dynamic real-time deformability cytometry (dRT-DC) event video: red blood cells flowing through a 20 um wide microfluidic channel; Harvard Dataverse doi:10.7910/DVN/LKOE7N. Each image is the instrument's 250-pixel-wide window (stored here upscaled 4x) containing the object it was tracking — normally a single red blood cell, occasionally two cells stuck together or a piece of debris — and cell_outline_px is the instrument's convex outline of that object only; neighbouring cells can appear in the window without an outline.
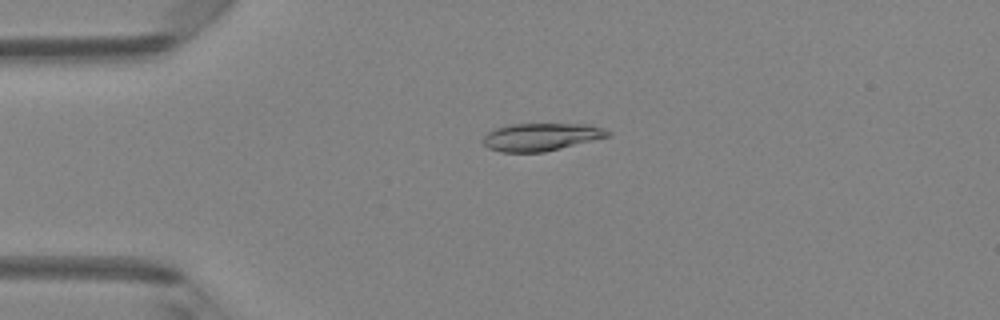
{"species": "Egyptian fruit bat (a non-hibernating species)", "species_latin": "Rousettus aegyptiacus", "temperature_condition": "room temperature", "stored_images_in_passage": 49, "camera_frame_rate_fps": 3000, "um_per_image_px": 0.085, "animal": {"sex": "female"}, "frame": {"image": 1, "passage_image": 12, "time_ms": 3.667, "image_size_px": [1000, 320], "cell_outline_px": [[612, 136], [544, 152], [500, 152], [488, 148], [484, 144], [484, 136], [488, 132], [496, 128], [508, 124], [588, 124], [604, 128], [612, 132]], "centroid_in_image_um": [46.04, 11.63], "position_along_channel_um": 39.0, "area_um2": 20.23}}
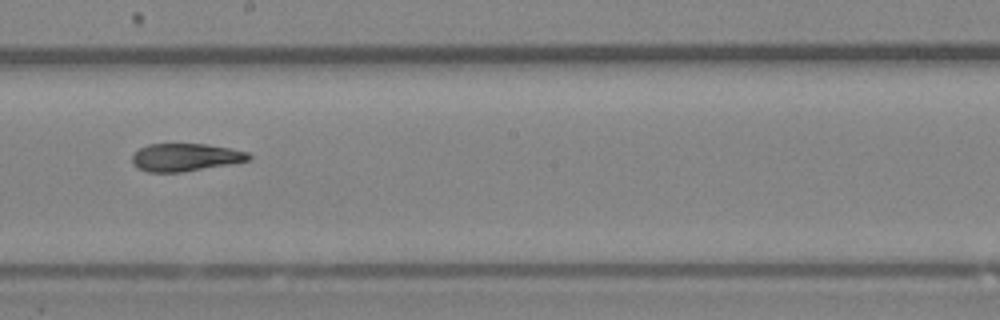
{"frame": {"image": 2, "passage_image": 28, "time_ms": 9.0, "image_size_px": [1000, 320], "cell_outline_px": [[252, 156], [248, 160], [228, 164], [180, 172], [148, 172], [136, 168], [132, 164], [132, 156], [140, 148], [148, 144], [204, 144], [228, 148], [248, 152]], "centroid_in_image_um": [15.7, 13.37], "position_along_channel_um": 232.5, "area_um2": 18.61}}
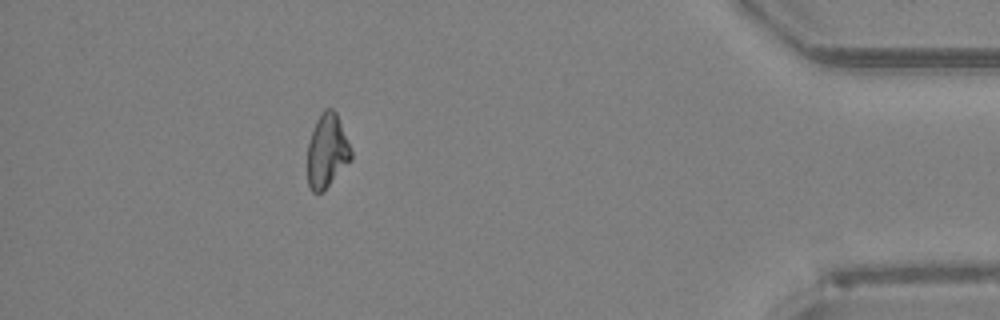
{"frame": {"image": 3, "passage_image": 44, "time_ms": 14.333, "image_size_px": [1000, 320], "cell_outline_px": [[352, 160], [320, 192], [312, 192], [308, 184], [308, 144], [316, 120], [320, 112], [324, 108], [332, 108], [336, 112], [352, 152]], "centroid_in_image_um": [27.79, 12.79], "position_along_channel_um": 407.4, "area_um2": 18.38}, "authors_computed_cell_mechanics": {"area_um2": 19.8832, "velocity_mm_per_s": 4.2064, "shape_relaxation_time_tau1_ms": 6.2506, "shape_relaxation_time_tau2_ms": 3.452, "deformation_change_tau1": 0.182, "deformation_change_tau2": 0.1013}}